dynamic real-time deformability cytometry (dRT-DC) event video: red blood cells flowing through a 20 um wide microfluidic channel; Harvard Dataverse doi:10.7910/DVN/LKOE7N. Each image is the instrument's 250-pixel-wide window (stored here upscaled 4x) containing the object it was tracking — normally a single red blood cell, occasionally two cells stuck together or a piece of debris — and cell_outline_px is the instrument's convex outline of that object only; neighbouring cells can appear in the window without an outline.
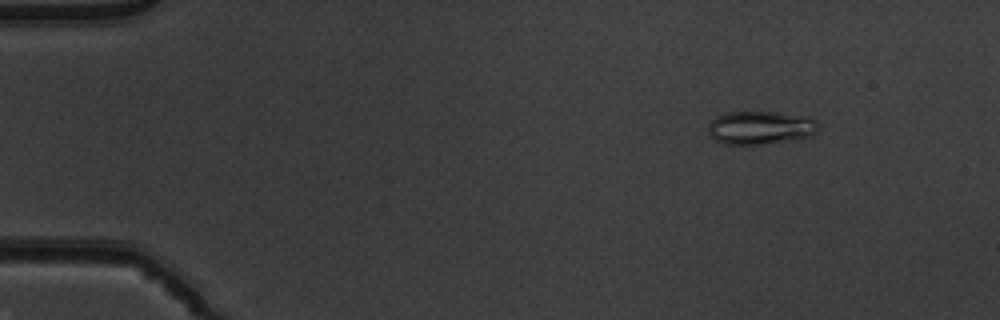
{"species": "common noctule bat (a hibernating species)", "species_latin": "Nyctalus noctula", "temperature_condition": "warm", "stored_images_in_passage": 52, "camera_frame_rate_fps": 3000, "um_per_image_px": 0.085, "animal": {"sex": "male", "body_mass_g": 19.5, "forearm_length_mm": 54.6}, "frame": {"image": 1, "passage_image": 7, "time_ms": 2.0, "image_size_px": [1000, 320], "cell_outline_px": [[820, 128], [812, 136], [796, 140], [760, 144], [724, 144], [716, 140], [708, 132], [708, 124], [716, 116], [728, 112], [776, 112], [812, 116], [820, 124]], "centroid_in_image_um": [64.72, 10.84], "position_along_channel_um": 20.3, "area_um2": 21.79}}
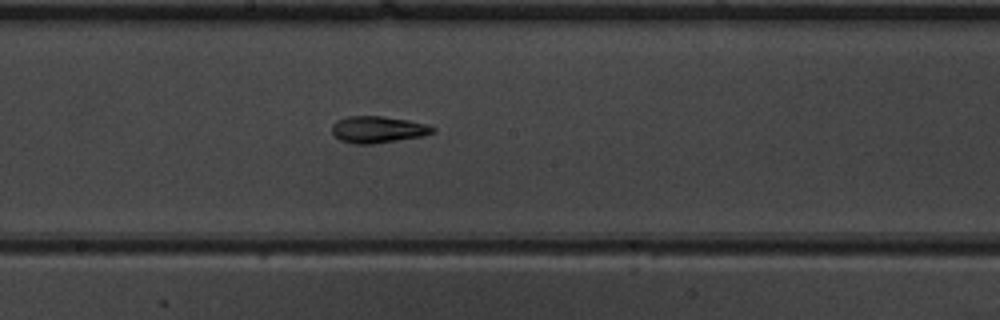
{"frame": {"image": 2, "passage_image": 29, "time_ms": 9.333, "image_size_px": [1000, 320], "cell_outline_px": [[436, 132], [420, 136], [372, 144], [356, 144], [340, 140], [332, 132], [332, 124], [336, 120], [348, 116], [384, 116], [408, 120], [428, 124], [436, 128]], "centroid_in_image_um": [32.12, 10.99], "position_along_channel_um": 216.1, "area_um2": 15.66}}
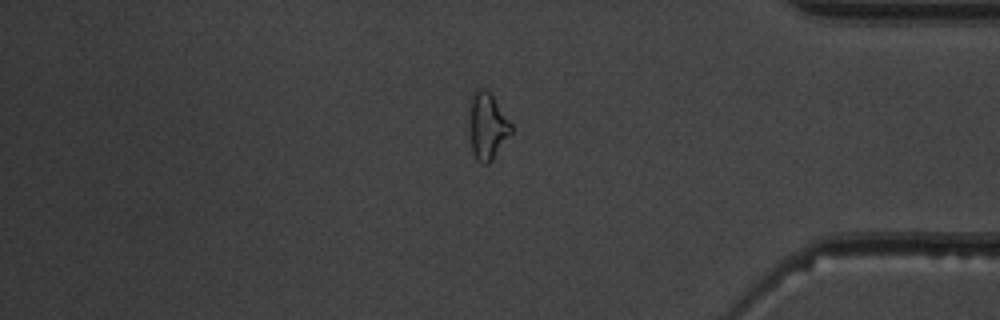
{"frame": {"image": 3, "passage_image": 44, "time_ms": 14.333, "image_size_px": [1000, 320], "cell_outline_px": [[512, 132], [492, 160], [488, 164], [484, 164], [476, 160], [472, 152], [468, 128], [468, 124], [472, 92], [476, 88], [484, 88], [492, 96], [512, 124]], "centroid_in_image_um": [41.39, 10.73], "position_along_channel_um": 393.8, "area_um2": 16.42}, "authors_computed_cell_mechanics": {"area_um2": 16.6464, "velocity_mm_per_s": 4.0027, "shape_relaxation_time_tau1_ms": null, "shape_relaxation_time_tau2_ms": 2.9298, "deformation_change_tau1": null, "deformation_change_tau2": 0.099}}